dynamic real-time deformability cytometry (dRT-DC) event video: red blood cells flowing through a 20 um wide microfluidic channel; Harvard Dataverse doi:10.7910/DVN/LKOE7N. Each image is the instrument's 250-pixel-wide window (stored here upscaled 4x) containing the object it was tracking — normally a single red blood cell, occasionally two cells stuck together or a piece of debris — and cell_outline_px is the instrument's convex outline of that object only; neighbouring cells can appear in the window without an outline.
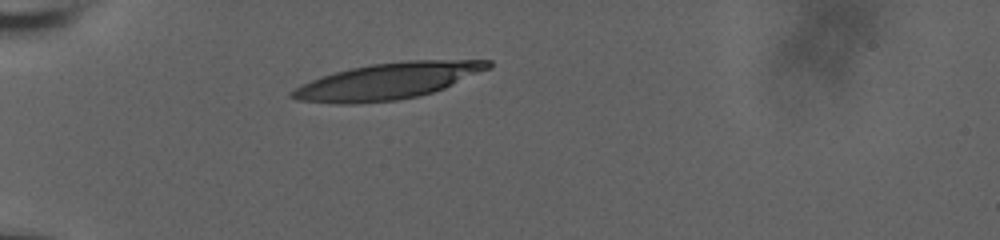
{"species": "human", "species_latin": "Homo sapiens", "temperature_condition": "room temperature", "stored_images_in_passage": 33, "camera_frame_rate_fps": 3000, "um_per_image_px": 0.085, "donor": {"sex": "male"}, "frame": {"image": 1, "passage_image": 1, "time_ms": 0.0, "image_size_px": [1000, 240], "cell_outline_px": [[492, 64], [488, 68], [444, 88], [432, 92], [416, 96], [396, 100], [352, 104], [336, 104], [296, 100], [288, 96], [288, 92], [300, 84], [320, 76], [352, 68], [372, 64], [408, 60], [492, 60]], "centroid_in_image_um": [32.86, 6.9], "position_along_channel_um": 52.1, "area_um2": 41.21}}
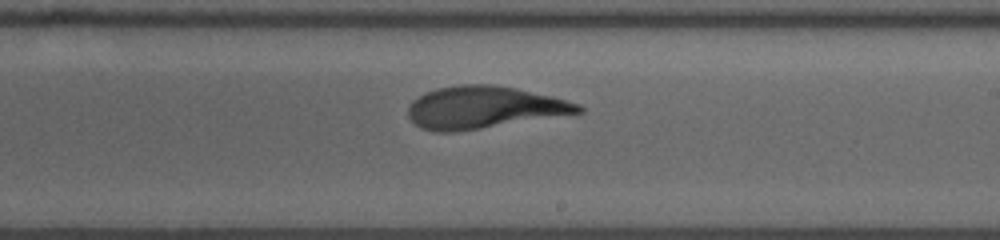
{"frame": {"image": 2, "passage_image": 19, "time_ms": 6.0, "image_size_px": [1000, 240], "cell_outline_px": [[584, 112], [480, 128], [452, 132], [432, 132], [420, 128], [408, 116], [408, 108], [412, 100], [424, 92], [436, 88], [460, 84], [492, 84], [516, 88], [552, 96], [580, 104], [584, 108]], "centroid_in_image_um": [41.09, 9.12], "position_along_channel_um": 247.9, "area_um2": 41.79}}
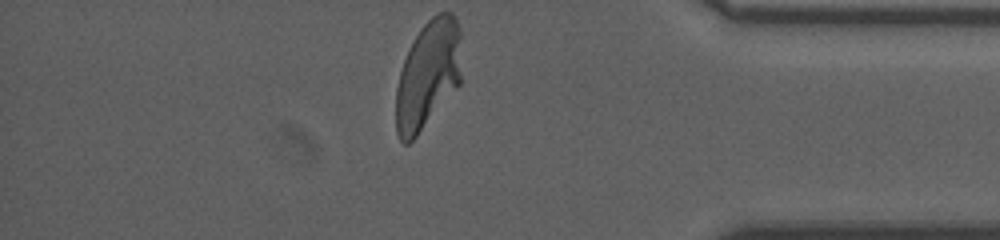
{"frame": {"image": 3, "passage_image": 33, "time_ms": 10.667, "image_size_px": [1000, 240], "cell_outline_px": [[460, 84], [416, 136], [408, 144], [404, 144], [400, 140], [396, 132], [396, 88], [400, 72], [408, 48], [420, 28], [432, 16], [440, 12], [452, 12], [456, 16], [460, 28]], "centroid_in_image_um": [36.37, 6.32], "position_along_channel_um": 398.8, "area_um2": 41.38}, "authors_computed_cell_mechanics": {"area_um2": 41.4426, "velocity_mm_per_s": 3.7023, "shape_relaxation_time_tau1_ms": 5.9438, "shape_relaxation_time_tau2_ms": 1.1146, "deformation_change_tau1": 0.2811, "deformation_change_tau2": 0.0838}}